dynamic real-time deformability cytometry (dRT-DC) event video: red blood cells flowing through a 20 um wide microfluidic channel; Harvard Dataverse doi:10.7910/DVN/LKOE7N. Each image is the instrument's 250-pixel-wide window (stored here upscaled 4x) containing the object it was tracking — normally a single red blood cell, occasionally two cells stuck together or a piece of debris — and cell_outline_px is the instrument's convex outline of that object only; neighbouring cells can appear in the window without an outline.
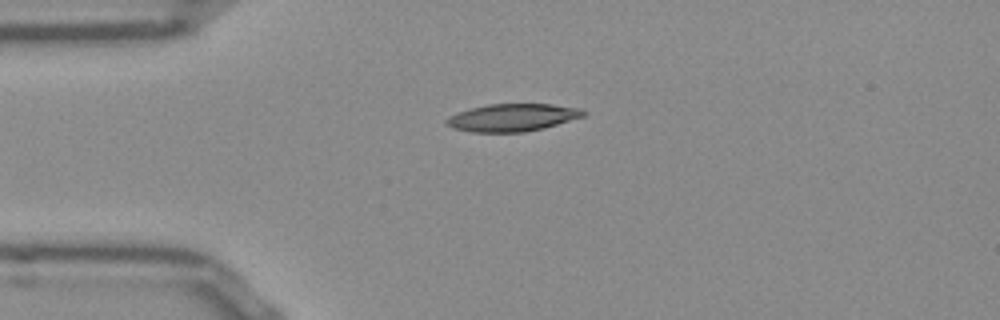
{"species": "Egyptian fruit bat (a non-hibernating species)", "species_latin": "Rousettus aegyptiacus", "temperature_condition": "room temperature", "stored_images_in_passage": 24, "camera_frame_rate_fps": 3000, "um_per_image_px": 0.085, "frame": {"image": 1, "passage_image": 1, "time_ms": 0.0, "image_size_px": [1000, 320], "cell_outline_px": [[588, 112], [584, 116], [544, 128], [524, 132], [472, 132], [452, 128], [444, 120], [460, 112], [472, 108], [488, 104], [552, 104], [580, 108]], "centroid_in_image_um": [43.61, 9.99], "position_along_channel_um": 41.4, "area_um2": 21.79}}
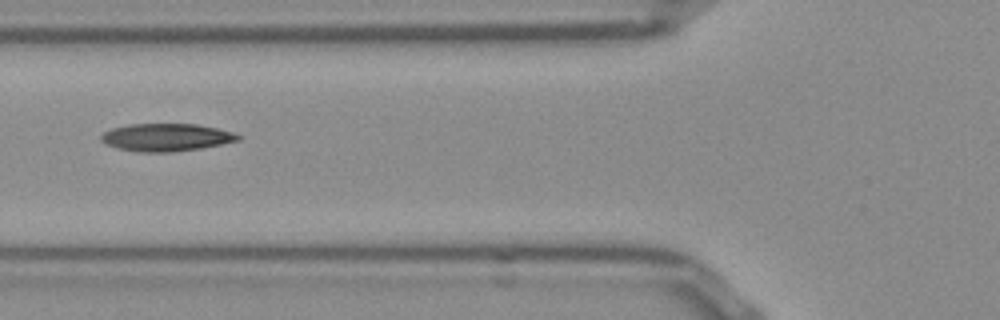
{"frame": {"image": 2, "passage_image": 8, "time_ms": 2.333, "image_size_px": [1000, 320], "cell_outline_px": [[240, 140], [200, 148], [172, 152], [140, 152], [116, 148], [100, 140], [100, 136], [104, 132], [112, 128], [128, 124], [196, 124], [216, 128], [232, 132], [240, 136]], "centroid_in_image_um": [14.1, 11.67], "position_along_channel_um": 111.7, "area_um2": 21.91}}
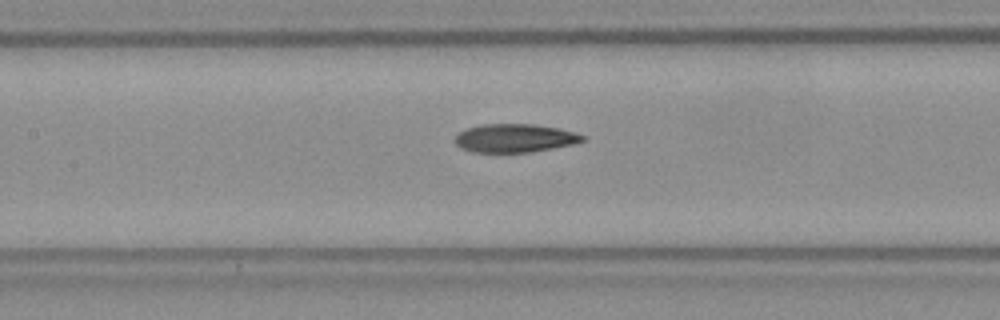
{"frame": {"image": 3, "passage_image": 12, "time_ms": 3.667, "image_size_px": [1000, 320], "cell_outline_px": [[584, 140], [572, 144], [532, 152], [472, 152], [460, 148], [456, 144], [456, 136], [460, 132], [468, 128], [480, 124], [536, 124], [560, 128], [584, 136]], "centroid_in_image_um": [43.73, 11.74], "position_along_channel_um": 163.7, "area_um2": 20.98}}